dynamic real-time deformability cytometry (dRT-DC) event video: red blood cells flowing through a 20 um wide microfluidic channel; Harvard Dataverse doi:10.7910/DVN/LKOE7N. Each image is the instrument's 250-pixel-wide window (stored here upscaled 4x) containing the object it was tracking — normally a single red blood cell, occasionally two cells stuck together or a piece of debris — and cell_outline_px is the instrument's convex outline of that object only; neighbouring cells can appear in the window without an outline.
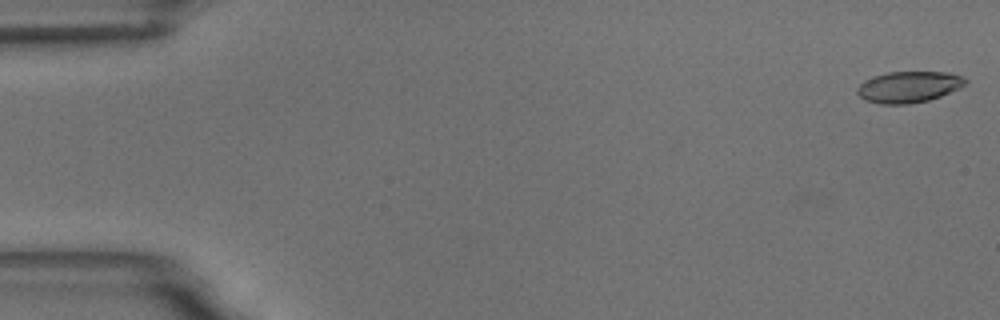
{"species": "common noctule bat (a hibernating species)", "species_latin": "Nyctalus noctula", "temperature_condition": "room temperature", "stored_images_in_passage": 9, "camera_frame_rate_fps": 3000, "um_per_image_px": 0.085, "animal": {"sex": "male", "body_mass_g": 18.8}, "frame": {"image": 1, "passage_image": 1, "time_ms": 0.0, "image_size_px": [1000, 320], "cell_outline_px": [[968, 84], [960, 88], [940, 96], [928, 100], [908, 104], [880, 104], [864, 100], [856, 92], [856, 88], [864, 80], [888, 72], [944, 72], [960, 76], [968, 80]], "centroid_in_image_um": [77.23, 7.39], "position_along_channel_um": 7.8, "area_um2": 19.65}}